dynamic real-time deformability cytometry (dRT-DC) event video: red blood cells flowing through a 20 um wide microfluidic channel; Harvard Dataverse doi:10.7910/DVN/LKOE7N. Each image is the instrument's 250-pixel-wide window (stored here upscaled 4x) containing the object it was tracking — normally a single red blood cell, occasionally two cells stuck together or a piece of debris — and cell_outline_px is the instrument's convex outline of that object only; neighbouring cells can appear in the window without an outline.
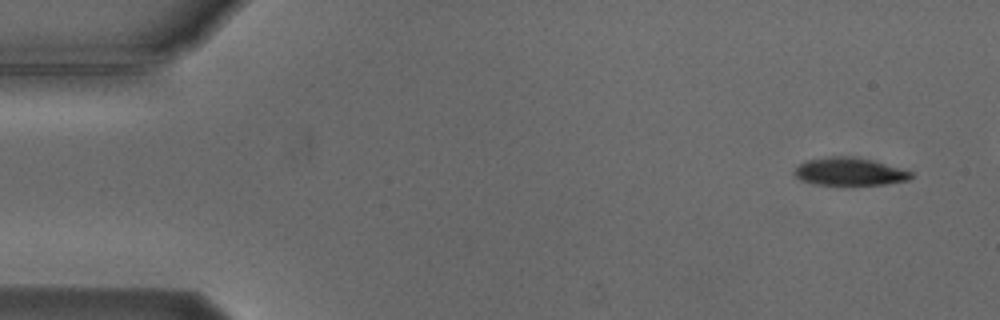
{"species": "Egyptian fruit bat (a non-hibernating species)", "species_latin": "Rousettus aegyptiacus", "temperature_condition": "cold", "stored_images_in_passage": 8, "camera_frame_rate_fps": 3000, "um_per_image_px": 0.085, "animal": {"sex": "male"}, "frame": {"image": 1, "passage_image": 1, "time_ms": 0.0, "image_size_px": [1000, 320], "cell_outline_px": [[912, 176], [908, 180], [884, 184], [816, 184], [804, 180], [796, 176], [792, 172], [800, 164], [808, 160], [828, 156], [856, 156], [872, 160], [912, 172]], "centroid_in_image_um": [72.2, 14.57], "position_along_channel_um": 12.8, "area_um2": 18.5}}
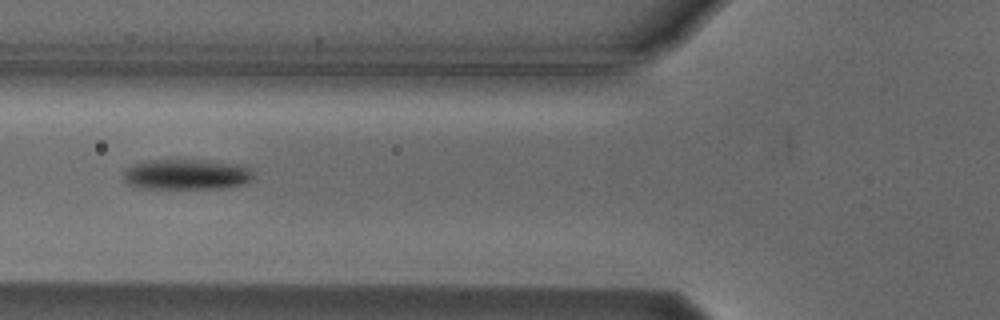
{"frame": {"image": 2, "passage_image": 6, "time_ms": 5.667, "image_size_px": [1000, 320], "cell_outline_px": [[252, 176], [244, 184], [224, 188], [144, 188], [128, 184], [124, 180], [124, 172], [132, 164], [148, 160], [212, 160], [244, 164], [252, 172]], "centroid_in_image_um": [15.88, 14.81], "position_along_channel_um": 109.9, "area_um2": 23.12}}
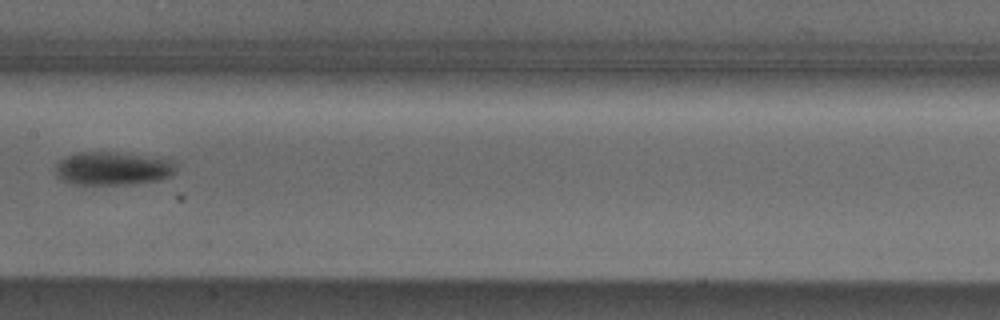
{"frame": {"image": 3, "passage_image": 8, "time_ms": 8.0, "image_size_px": [1000, 320], "cell_outline_px": [[176, 168], [168, 176], [160, 180], [132, 184], [72, 184], [60, 180], [56, 176], [56, 164], [60, 160], [76, 152], [112, 152], [176, 160]], "centroid_in_image_um": [9.56, 14.32], "position_along_channel_um": 197.8, "area_um2": 23.35}}